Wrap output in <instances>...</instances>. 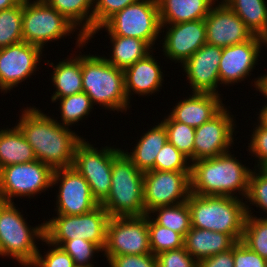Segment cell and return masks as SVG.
Returning <instances> with one entry per match:
<instances>
[{
    "mask_svg": "<svg viewBox=\"0 0 267 267\" xmlns=\"http://www.w3.org/2000/svg\"><path fill=\"white\" fill-rule=\"evenodd\" d=\"M21 113L15 125L33 148L36 159L53 170L72 167L76 147L83 138L35 106H26Z\"/></svg>",
    "mask_w": 267,
    "mask_h": 267,
    "instance_id": "1",
    "label": "cell"
},
{
    "mask_svg": "<svg viewBox=\"0 0 267 267\" xmlns=\"http://www.w3.org/2000/svg\"><path fill=\"white\" fill-rule=\"evenodd\" d=\"M251 170L230 151L213 158L193 161L190 175L191 193L245 199Z\"/></svg>",
    "mask_w": 267,
    "mask_h": 267,
    "instance_id": "2",
    "label": "cell"
},
{
    "mask_svg": "<svg viewBox=\"0 0 267 267\" xmlns=\"http://www.w3.org/2000/svg\"><path fill=\"white\" fill-rule=\"evenodd\" d=\"M191 212V227L222 232L241 241L247 216L242 198L202 196L190 193L187 199Z\"/></svg>",
    "mask_w": 267,
    "mask_h": 267,
    "instance_id": "3",
    "label": "cell"
},
{
    "mask_svg": "<svg viewBox=\"0 0 267 267\" xmlns=\"http://www.w3.org/2000/svg\"><path fill=\"white\" fill-rule=\"evenodd\" d=\"M82 86L93 105L122 113L131 107L125 91L124 71L103 56L82 54Z\"/></svg>",
    "mask_w": 267,
    "mask_h": 267,
    "instance_id": "4",
    "label": "cell"
},
{
    "mask_svg": "<svg viewBox=\"0 0 267 267\" xmlns=\"http://www.w3.org/2000/svg\"><path fill=\"white\" fill-rule=\"evenodd\" d=\"M143 188L144 172L121 150L113 158L111 189L101 205L110 217L146 215Z\"/></svg>",
    "mask_w": 267,
    "mask_h": 267,
    "instance_id": "5",
    "label": "cell"
},
{
    "mask_svg": "<svg viewBox=\"0 0 267 267\" xmlns=\"http://www.w3.org/2000/svg\"><path fill=\"white\" fill-rule=\"evenodd\" d=\"M14 202L0 201V256L29 267L39 251L36 241L45 238L44 223L31 227Z\"/></svg>",
    "mask_w": 267,
    "mask_h": 267,
    "instance_id": "6",
    "label": "cell"
},
{
    "mask_svg": "<svg viewBox=\"0 0 267 267\" xmlns=\"http://www.w3.org/2000/svg\"><path fill=\"white\" fill-rule=\"evenodd\" d=\"M161 26L158 1L138 0L115 13L86 40L89 41L98 31L105 29L108 36L138 38L153 47L162 32Z\"/></svg>",
    "mask_w": 267,
    "mask_h": 267,
    "instance_id": "7",
    "label": "cell"
},
{
    "mask_svg": "<svg viewBox=\"0 0 267 267\" xmlns=\"http://www.w3.org/2000/svg\"><path fill=\"white\" fill-rule=\"evenodd\" d=\"M109 219L110 216L102 205L85 214H57L44 222L45 239L59 247L67 240L84 239L104 250Z\"/></svg>",
    "mask_w": 267,
    "mask_h": 267,
    "instance_id": "8",
    "label": "cell"
},
{
    "mask_svg": "<svg viewBox=\"0 0 267 267\" xmlns=\"http://www.w3.org/2000/svg\"><path fill=\"white\" fill-rule=\"evenodd\" d=\"M22 24L23 41L41 49L78 29L47 2H23Z\"/></svg>",
    "mask_w": 267,
    "mask_h": 267,
    "instance_id": "9",
    "label": "cell"
},
{
    "mask_svg": "<svg viewBox=\"0 0 267 267\" xmlns=\"http://www.w3.org/2000/svg\"><path fill=\"white\" fill-rule=\"evenodd\" d=\"M54 170L39 160L18 163L0 169V201L14 202V197L34 198L52 188Z\"/></svg>",
    "mask_w": 267,
    "mask_h": 267,
    "instance_id": "10",
    "label": "cell"
},
{
    "mask_svg": "<svg viewBox=\"0 0 267 267\" xmlns=\"http://www.w3.org/2000/svg\"><path fill=\"white\" fill-rule=\"evenodd\" d=\"M85 140L83 138L76 147L73 167L88 182L93 198L101 205L111 189L113 158L121 148L102 146L98 149Z\"/></svg>",
    "mask_w": 267,
    "mask_h": 267,
    "instance_id": "11",
    "label": "cell"
},
{
    "mask_svg": "<svg viewBox=\"0 0 267 267\" xmlns=\"http://www.w3.org/2000/svg\"><path fill=\"white\" fill-rule=\"evenodd\" d=\"M108 261L118 255L150 254L148 214L142 216L110 217L106 245L103 250Z\"/></svg>",
    "mask_w": 267,
    "mask_h": 267,
    "instance_id": "12",
    "label": "cell"
},
{
    "mask_svg": "<svg viewBox=\"0 0 267 267\" xmlns=\"http://www.w3.org/2000/svg\"><path fill=\"white\" fill-rule=\"evenodd\" d=\"M191 171L144 172V207L149 214L157 207L184 203L191 193Z\"/></svg>",
    "mask_w": 267,
    "mask_h": 267,
    "instance_id": "13",
    "label": "cell"
},
{
    "mask_svg": "<svg viewBox=\"0 0 267 267\" xmlns=\"http://www.w3.org/2000/svg\"><path fill=\"white\" fill-rule=\"evenodd\" d=\"M56 185H59L56 193L57 214L80 215L99 206L93 198L88 182L73 166L54 170L52 188Z\"/></svg>",
    "mask_w": 267,
    "mask_h": 267,
    "instance_id": "14",
    "label": "cell"
},
{
    "mask_svg": "<svg viewBox=\"0 0 267 267\" xmlns=\"http://www.w3.org/2000/svg\"><path fill=\"white\" fill-rule=\"evenodd\" d=\"M44 50L25 41L0 49V91L10 92L36 73Z\"/></svg>",
    "mask_w": 267,
    "mask_h": 267,
    "instance_id": "15",
    "label": "cell"
},
{
    "mask_svg": "<svg viewBox=\"0 0 267 267\" xmlns=\"http://www.w3.org/2000/svg\"><path fill=\"white\" fill-rule=\"evenodd\" d=\"M226 106L210 121L195 128L194 161L219 156L234 144L236 120Z\"/></svg>",
    "mask_w": 267,
    "mask_h": 267,
    "instance_id": "16",
    "label": "cell"
},
{
    "mask_svg": "<svg viewBox=\"0 0 267 267\" xmlns=\"http://www.w3.org/2000/svg\"><path fill=\"white\" fill-rule=\"evenodd\" d=\"M263 45L267 48V40L254 35L246 42L223 47L219 63L220 84L229 87L249 77L258 64Z\"/></svg>",
    "mask_w": 267,
    "mask_h": 267,
    "instance_id": "17",
    "label": "cell"
},
{
    "mask_svg": "<svg viewBox=\"0 0 267 267\" xmlns=\"http://www.w3.org/2000/svg\"><path fill=\"white\" fill-rule=\"evenodd\" d=\"M167 28L162 48L166 59L183 65L195 52L206 44L205 19L162 25ZM174 60V61H173Z\"/></svg>",
    "mask_w": 267,
    "mask_h": 267,
    "instance_id": "18",
    "label": "cell"
},
{
    "mask_svg": "<svg viewBox=\"0 0 267 267\" xmlns=\"http://www.w3.org/2000/svg\"><path fill=\"white\" fill-rule=\"evenodd\" d=\"M222 50V47L206 43L182 65L193 93L221 96L217 89Z\"/></svg>",
    "mask_w": 267,
    "mask_h": 267,
    "instance_id": "19",
    "label": "cell"
},
{
    "mask_svg": "<svg viewBox=\"0 0 267 267\" xmlns=\"http://www.w3.org/2000/svg\"><path fill=\"white\" fill-rule=\"evenodd\" d=\"M205 27L206 43L222 48L246 42L254 36L223 1L212 6L205 18Z\"/></svg>",
    "mask_w": 267,
    "mask_h": 267,
    "instance_id": "20",
    "label": "cell"
},
{
    "mask_svg": "<svg viewBox=\"0 0 267 267\" xmlns=\"http://www.w3.org/2000/svg\"><path fill=\"white\" fill-rule=\"evenodd\" d=\"M170 114L174 121L193 128L210 121L223 108L221 96L207 93H193L186 99L177 102Z\"/></svg>",
    "mask_w": 267,
    "mask_h": 267,
    "instance_id": "21",
    "label": "cell"
},
{
    "mask_svg": "<svg viewBox=\"0 0 267 267\" xmlns=\"http://www.w3.org/2000/svg\"><path fill=\"white\" fill-rule=\"evenodd\" d=\"M160 65L152 51L145 58L138 60L124 70L125 91L129 103L134 93L139 96H150L157 91L160 92L164 82L163 70Z\"/></svg>",
    "mask_w": 267,
    "mask_h": 267,
    "instance_id": "22",
    "label": "cell"
},
{
    "mask_svg": "<svg viewBox=\"0 0 267 267\" xmlns=\"http://www.w3.org/2000/svg\"><path fill=\"white\" fill-rule=\"evenodd\" d=\"M237 241L230 235L191 227L184 237V248L198 262L231 249Z\"/></svg>",
    "mask_w": 267,
    "mask_h": 267,
    "instance_id": "23",
    "label": "cell"
},
{
    "mask_svg": "<svg viewBox=\"0 0 267 267\" xmlns=\"http://www.w3.org/2000/svg\"><path fill=\"white\" fill-rule=\"evenodd\" d=\"M77 56H70L63 61H59L54 65L53 62L47 65L53 67V72L50 76L55 92H53L51 99H59L65 96L78 94L83 92L82 86V53L79 52Z\"/></svg>",
    "mask_w": 267,
    "mask_h": 267,
    "instance_id": "24",
    "label": "cell"
},
{
    "mask_svg": "<svg viewBox=\"0 0 267 267\" xmlns=\"http://www.w3.org/2000/svg\"><path fill=\"white\" fill-rule=\"evenodd\" d=\"M161 25L205 19L218 0H157Z\"/></svg>",
    "mask_w": 267,
    "mask_h": 267,
    "instance_id": "25",
    "label": "cell"
},
{
    "mask_svg": "<svg viewBox=\"0 0 267 267\" xmlns=\"http://www.w3.org/2000/svg\"><path fill=\"white\" fill-rule=\"evenodd\" d=\"M151 129L143 132L137 144L127 152L123 150L124 154L135 164V166L145 172L155 170V159L163 145L168 141L167 132L164 124L156 123Z\"/></svg>",
    "mask_w": 267,
    "mask_h": 267,
    "instance_id": "26",
    "label": "cell"
},
{
    "mask_svg": "<svg viewBox=\"0 0 267 267\" xmlns=\"http://www.w3.org/2000/svg\"><path fill=\"white\" fill-rule=\"evenodd\" d=\"M47 3L76 28L81 26L75 44L79 48L87 45L86 38L93 32L94 0H48Z\"/></svg>",
    "mask_w": 267,
    "mask_h": 267,
    "instance_id": "27",
    "label": "cell"
},
{
    "mask_svg": "<svg viewBox=\"0 0 267 267\" xmlns=\"http://www.w3.org/2000/svg\"><path fill=\"white\" fill-rule=\"evenodd\" d=\"M37 160L31 145L27 142L20 129H0V169L18 163H29Z\"/></svg>",
    "mask_w": 267,
    "mask_h": 267,
    "instance_id": "28",
    "label": "cell"
},
{
    "mask_svg": "<svg viewBox=\"0 0 267 267\" xmlns=\"http://www.w3.org/2000/svg\"><path fill=\"white\" fill-rule=\"evenodd\" d=\"M109 38L113 46L110 50L112 51L111 56L108 55L109 58L103 57L110 64L123 71L154 51L146 41L138 38L123 36H109Z\"/></svg>",
    "mask_w": 267,
    "mask_h": 267,
    "instance_id": "29",
    "label": "cell"
},
{
    "mask_svg": "<svg viewBox=\"0 0 267 267\" xmlns=\"http://www.w3.org/2000/svg\"><path fill=\"white\" fill-rule=\"evenodd\" d=\"M233 10L255 36L267 40L266 0H221Z\"/></svg>",
    "mask_w": 267,
    "mask_h": 267,
    "instance_id": "30",
    "label": "cell"
},
{
    "mask_svg": "<svg viewBox=\"0 0 267 267\" xmlns=\"http://www.w3.org/2000/svg\"><path fill=\"white\" fill-rule=\"evenodd\" d=\"M148 215L153 217L152 219L158 225L172 229L183 237L191 229V212L187 201L175 205L157 207Z\"/></svg>",
    "mask_w": 267,
    "mask_h": 267,
    "instance_id": "31",
    "label": "cell"
},
{
    "mask_svg": "<svg viewBox=\"0 0 267 267\" xmlns=\"http://www.w3.org/2000/svg\"><path fill=\"white\" fill-rule=\"evenodd\" d=\"M51 101L52 103L60 101L59 109L61 121L59 120V124L67 127H72V125L78 123V121H81L83 118L85 119V116H89L94 108L90 97L85 92L65 96L59 99H51Z\"/></svg>",
    "mask_w": 267,
    "mask_h": 267,
    "instance_id": "32",
    "label": "cell"
},
{
    "mask_svg": "<svg viewBox=\"0 0 267 267\" xmlns=\"http://www.w3.org/2000/svg\"><path fill=\"white\" fill-rule=\"evenodd\" d=\"M247 213L241 241L252 251L267 260V217Z\"/></svg>",
    "mask_w": 267,
    "mask_h": 267,
    "instance_id": "33",
    "label": "cell"
},
{
    "mask_svg": "<svg viewBox=\"0 0 267 267\" xmlns=\"http://www.w3.org/2000/svg\"><path fill=\"white\" fill-rule=\"evenodd\" d=\"M23 3L0 11V49L23 41Z\"/></svg>",
    "mask_w": 267,
    "mask_h": 267,
    "instance_id": "34",
    "label": "cell"
},
{
    "mask_svg": "<svg viewBox=\"0 0 267 267\" xmlns=\"http://www.w3.org/2000/svg\"><path fill=\"white\" fill-rule=\"evenodd\" d=\"M161 121L166 129L168 142L173 144L192 163L194 161L195 128L174 121L169 115Z\"/></svg>",
    "mask_w": 267,
    "mask_h": 267,
    "instance_id": "35",
    "label": "cell"
},
{
    "mask_svg": "<svg viewBox=\"0 0 267 267\" xmlns=\"http://www.w3.org/2000/svg\"><path fill=\"white\" fill-rule=\"evenodd\" d=\"M148 229L151 252L155 256L184 246V237L181 234L158 225L150 215H148Z\"/></svg>",
    "mask_w": 267,
    "mask_h": 267,
    "instance_id": "36",
    "label": "cell"
},
{
    "mask_svg": "<svg viewBox=\"0 0 267 267\" xmlns=\"http://www.w3.org/2000/svg\"><path fill=\"white\" fill-rule=\"evenodd\" d=\"M254 168L249 176L248 194L245 198L246 212L251 213L249 206L252 204L267 214V168Z\"/></svg>",
    "mask_w": 267,
    "mask_h": 267,
    "instance_id": "37",
    "label": "cell"
},
{
    "mask_svg": "<svg viewBox=\"0 0 267 267\" xmlns=\"http://www.w3.org/2000/svg\"><path fill=\"white\" fill-rule=\"evenodd\" d=\"M155 170L191 171V162L173 144L167 141L156 156Z\"/></svg>",
    "mask_w": 267,
    "mask_h": 267,
    "instance_id": "38",
    "label": "cell"
},
{
    "mask_svg": "<svg viewBox=\"0 0 267 267\" xmlns=\"http://www.w3.org/2000/svg\"><path fill=\"white\" fill-rule=\"evenodd\" d=\"M60 247L67 252L74 260V263L78 265H94L90 260H94L93 256L96 253L103 252L97 244L84 239L78 240V238L67 240Z\"/></svg>",
    "mask_w": 267,
    "mask_h": 267,
    "instance_id": "39",
    "label": "cell"
},
{
    "mask_svg": "<svg viewBox=\"0 0 267 267\" xmlns=\"http://www.w3.org/2000/svg\"><path fill=\"white\" fill-rule=\"evenodd\" d=\"M48 247H52L42 256L40 249L34 262L29 267H74V260L61 247L49 243L45 238L42 240Z\"/></svg>",
    "mask_w": 267,
    "mask_h": 267,
    "instance_id": "40",
    "label": "cell"
},
{
    "mask_svg": "<svg viewBox=\"0 0 267 267\" xmlns=\"http://www.w3.org/2000/svg\"><path fill=\"white\" fill-rule=\"evenodd\" d=\"M138 0H94L93 31L102 26L110 17Z\"/></svg>",
    "mask_w": 267,
    "mask_h": 267,
    "instance_id": "41",
    "label": "cell"
},
{
    "mask_svg": "<svg viewBox=\"0 0 267 267\" xmlns=\"http://www.w3.org/2000/svg\"><path fill=\"white\" fill-rule=\"evenodd\" d=\"M252 131L248 150L252 154L251 156L254 155L258 159L254 167L267 168V130L255 124Z\"/></svg>",
    "mask_w": 267,
    "mask_h": 267,
    "instance_id": "42",
    "label": "cell"
},
{
    "mask_svg": "<svg viewBox=\"0 0 267 267\" xmlns=\"http://www.w3.org/2000/svg\"><path fill=\"white\" fill-rule=\"evenodd\" d=\"M157 267H197V261L183 247L156 255Z\"/></svg>",
    "mask_w": 267,
    "mask_h": 267,
    "instance_id": "43",
    "label": "cell"
},
{
    "mask_svg": "<svg viewBox=\"0 0 267 267\" xmlns=\"http://www.w3.org/2000/svg\"><path fill=\"white\" fill-rule=\"evenodd\" d=\"M234 267H267V260L250 250L242 241L233 246Z\"/></svg>",
    "mask_w": 267,
    "mask_h": 267,
    "instance_id": "44",
    "label": "cell"
},
{
    "mask_svg": "<svg viewBox=\"0 0 267 267\" xmlns=\"http://www.w3.org/2000/svg\"><path fill=\"white\" fill-rule=\"evenodd\" d=\"M107 262L110 267H157L156 256L152 253L112 256Z\"/></svg>",
    "mask_w": 267,
    "mask_h": 267,
    "instance_id": "45",
    "label": "cell"
},
{
    "mask_svg": "<svg viewBox=\"0 0 267 267\" xmlns=\"http://www.w3.org/2000/svg\"><path fill=\"white\" fill-rule=\"evenodd\" d=\"M197 267H234L233 247L197 262Z\"/></svg>",
    "mask_w": 267,
    "mask_h": 267,
    "instance_id": "46",
    "label": "cell"
},
{
    "mask_svg": "<svg viewBox=\"0 0 267 267\" xmlns=\"http://www.w3.org/2000/svg\"><path fill=\"white\" fill-rule=\"evenodd\" d=\"M253 82L255 87L254 90L259 91V93L267 99V74H264L263 76L261 75L260 77L258 76V78H255Z\"/></svg>",
    "mask_w": 267,
    "mask_h": 267,
    "instance_id": "47",
    "label": "cell"
},
{
    "mask_svg": "<svg viewBox=\"0 0 267 267\" xmlns=\"http://www.w3.org/2000/svg\"><path fill=\"white\" fill-rule=\"evenodd\" d=\"M267 103V102H266ZM259 115L257 118L256 123H258L259 126L267 130V104L263 105L262 109H259Z\"/></svg>",
    "mask_w": 267,
    "mask_h": 267,
    "instance_id": "48",
    "label": "cell"
},
{
    "mask_svg": "<svg viewBox=\"0 0 267 267\" xmlns=\"http://www.w3.org/2000/svg\"><path fill=\"white\" fill-rule=\"evenodd\" d=\"M23 0H0V11L22 4Z\"/></svg>",
    "mask_w": 267,
    "mask_h": 267,
    "instance_id": "49",
    "label": "cell"
},
{
    "mask_svg": "<svg viewBox=\"0 0 267 267\" xmlns=\"http://www.w3.org/2000/svg\"><path fill=\"white\" fill-rule=\"evenodd\" d=\"M48 0H33V2H47ZM23 2H32L31 0H23Z\"/></svg>",
    "mask_w": 267,
    "mask_h": 267,
    "instance_id": "50",
    "label": "cell"
},
{
    "mask_svg": "<svg viewBox=\"0 0 267 267\" xmlns=\"http://www.w3.org/2000/svg\"><path fill=\"white\" fill-rule=\"evenodd\" d=\"M74 267H94V265H78V264H75Z\"/></svg>",
    "mask_w": 267,
    "mask_h": 267,
    "instance_id": "51",
    "label": "cell"
}]
</instances>
